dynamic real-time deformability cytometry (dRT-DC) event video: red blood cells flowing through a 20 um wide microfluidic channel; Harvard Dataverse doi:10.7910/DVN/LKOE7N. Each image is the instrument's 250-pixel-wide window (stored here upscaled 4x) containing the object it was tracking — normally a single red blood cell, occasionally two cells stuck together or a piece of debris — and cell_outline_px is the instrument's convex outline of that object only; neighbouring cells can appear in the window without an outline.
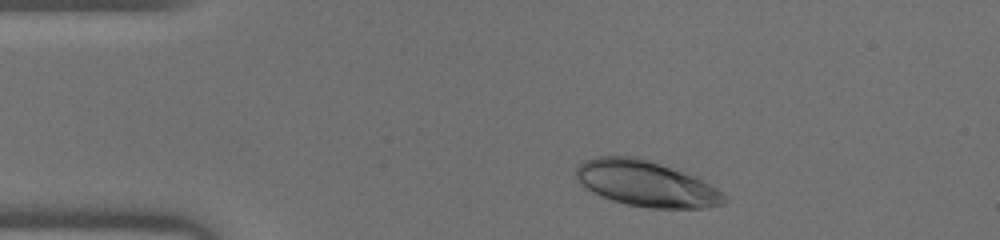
{"species": "human", "species_latin": "Homo sapiens", "temperature_condition": "warm", "stored_images_in_passage": 41, "camera_frame_rate_fps": 3000, "um_per_image_px": 0.085, "donor": {"sex": "male"}, "frame": {"image": 1, "passage_image": 3, "time_ms": 0.667, "image_size_px": [1000, 240], "cell_outline_px": [[728, 200], [724, 204], [704, 208], [648, 208], [628, 204], [612, 200], [600, 196], [584, 188], [576, 180], [576, 168], [584, 160], [596, 156], [640, 156], [692, 176], [716, 188]], "centroid_in_image_um": [54.85, 15.61], "position_along_channel_um": 30.1, "area_um2": 39.36}}
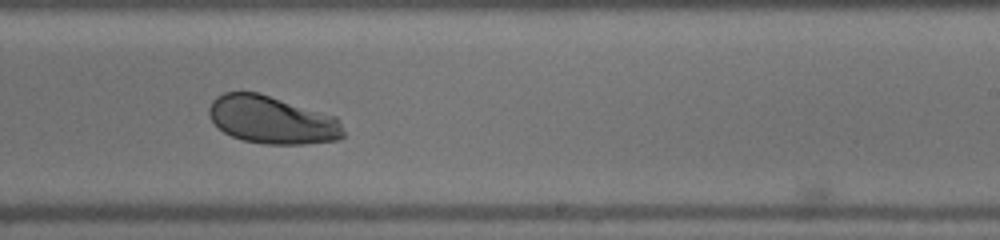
{"frame": {"image": 2, "passage_image": 23, "time_ms": 7.333, "image_size_px": [1000, 240], "cell_outline_px": [[344, 136], [340, 140], [304, 144], [264, 144], [244, 140], [232, 136], [224, 132], [208, 116], [208, 108], [212, 100], [216, 96], [224, 92], [260, 92], [336, 116], [344, 132]], "centroid_in_image_um": [23.12, 10.18], "position_along_channel_um": 265.9, "area_um2": 37.63}}
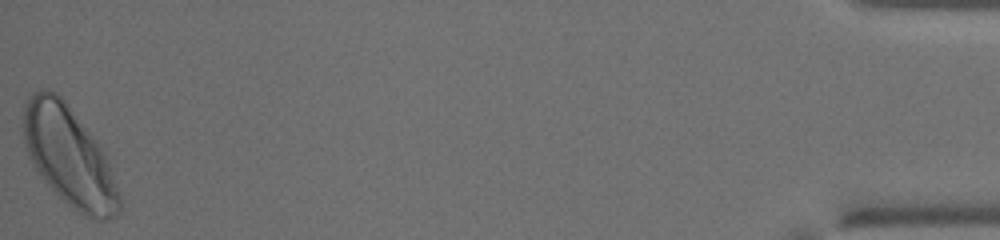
{"frame": {"image": 3, "passage_image": 41, "time_ms": 13.333, "image_size_px": [1000, 240], "cell_outline_px": [[120, 208], [116, 216], [104, 220], [96, 220], [84, 216], [68, 204], [36, 172], [28, 156], [24, 144], [20, 124], [24, 104], [28, 96], [32, 92], [44, 88], [48, 88], [56, 92], [64, 100], [104, 148], [120, 196]], "centroid_in_image_um": [5.83, 13.25], "position_along_channel_um": 429.4, "area_um2": 56.36}}